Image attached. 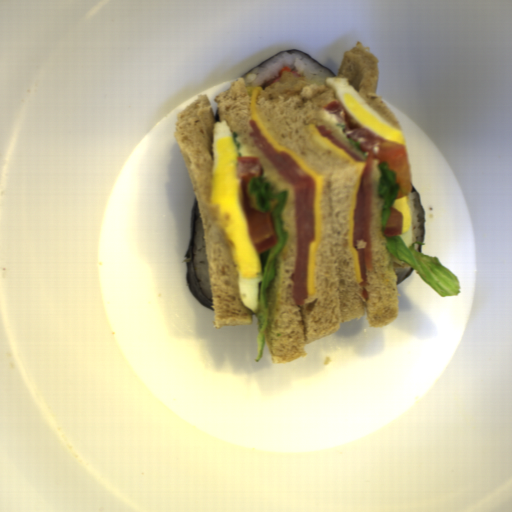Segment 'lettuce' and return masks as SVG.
I'll return each instance as SVG.
<instances>
[{"mask_svg":"<svg viewBox=\"0 0 512 512\" xmlns=\"http://www.w3.org/2000/svg\"><path fill=\"white\" fill-rule=\"evenodd\" d=\"M335 126L336 128H342V132L344 134V138H346L350 144V147H355L357 152L363 154L364 156H367V152H363L361 151V141L360 142H355L353 138L351 137H348L345 133V131L347 130L346 126L345 125H342L340 123H335Z\"/></svg>","mask_w":512,"mask_h":512,"instance_id":"lettuce-3","label":"lettuce"},{"mask_svg":"<svg viewBox=\"0 0 512 512\" xmlns=\"http://www.w3.org/2000/svg\"><path fill=\"white\" fill-rule=\"evenodd\" d=\"M380 171L377 194L384 199L381 213V233L386 240V250L399 262L404 261L408 266L417 270L420 277L427 282L442 298L458 295L459 281L455 274L441 266L437 257L428 256L415 250L416 244L424 246L422 241H415L408 248L399 235L387 237L384 234L385 226L390 219V206L397 199L399 184L395 170L389 168V163L382 161L377 164Z\"/></svg>","mask_w":512,"mask_h":512,"instance_id":"lettuce-1","label":"lettuce"},{"mask_svg":"<svg viewBox=\"0 0 512 512\" xmlns=\"http://www.w3.org/2000/svg\"><path fill=\"white\" fill-rule=\"evenodd\" d=\"M247 190L252 198V205L255 209L261 212H271L273 229L278 239V243L276 245L258 255L260 262V275L255 311L258 327V354L254 360L255 362H258L263 356L265 329L268 325L269 315L268 307L266 305L265 289L268 287L270 281L275 277L277 256L286 246L289 236L288 232L284 231L281 219V212L286 205L288 192L285 190L279 194H273L271 185L267 178H264V175L251 178L247 185Z\"/></svg>","mask_w":512,"mask_h":512,"instance_id":"lettuce-2","label":"lettuce"},{"mask_svg":"<svg viewBox=\"0 0 512 512\" xmlns=\"http://www.w3.org/2000/svg\"><path fill=\"white\" fill-rule=\"evenodd\" d=\"M239 138L238 136V132H233L232 134V139H233V144H234V147H235V150H236V153H237V157H242V153L240 151L241 149V144L239 141H237V139Z\"/></svg>","mask_w":512,"mask_h":512,"instance_id":"lettuce-4","label":"lettuce"}]
</instances>
